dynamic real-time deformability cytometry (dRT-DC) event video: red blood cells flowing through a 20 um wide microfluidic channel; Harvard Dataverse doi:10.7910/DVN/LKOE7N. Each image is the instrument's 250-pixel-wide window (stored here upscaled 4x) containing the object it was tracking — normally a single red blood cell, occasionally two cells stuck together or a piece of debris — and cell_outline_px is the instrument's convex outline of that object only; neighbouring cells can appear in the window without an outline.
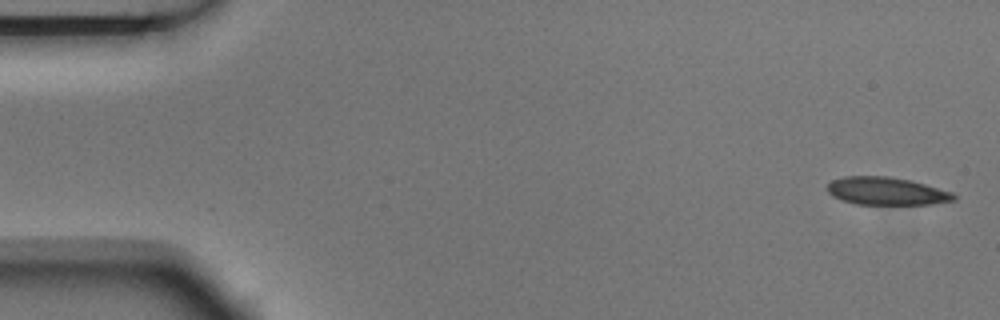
{"species": "Egyptian fruit bat (a non-hibernating species)", "species_latin": "Rousettus aegyptiacus", "temperature_condition": "room temperature", "stored_images_in_passage": 5, "camera_frame_rate_fps": 3000, "um_per_image_px": 0.085, "animal": {"sex": "male"}, "frame": {"image": 1, "passage_image": 1, "time_ms": 0.0, "image_size_px": [1000, 320], "cell_outline_px": [[956, 200], [932, 204], [856, 204], [832, 196], [828, 192], [828, 184], [832, 180], [844, 176], [888, 176], [908, 180], [924, 184], [952, 192], [956, 196]], "centroid_in_image_um": [75.35, 16.24], "position_along_channel_um": 9.7, "area_um2": 20.29}}
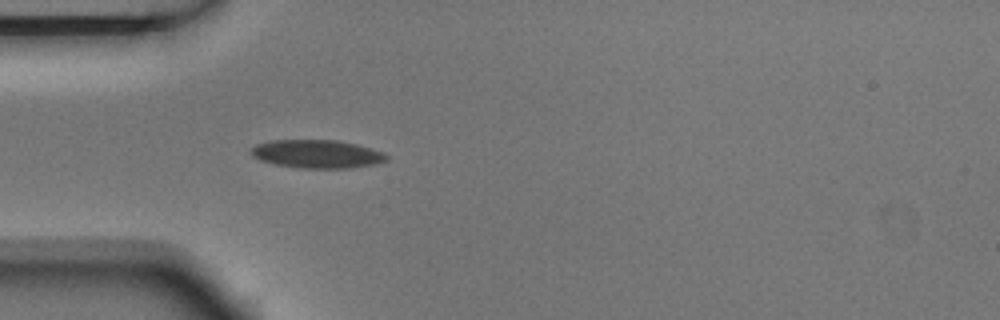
{"frame": {"image": 2, "passage_image": 5, "time_ms": 1.333, "image_size_px": [1000, 320], "cell_outline_px": [[388, 160], [376, 164], [352, 168], [300, 168], [276, 164], [260, 160], [252, 156], [252, 148], [256, 144], [272, 140], [336, 140], [356, 144], [384, 152], [388, 156]], "centroid_in_image_um": [26.98, 13.09], "position_along_channel_um": 58.0, "area_um2": 22.31}}